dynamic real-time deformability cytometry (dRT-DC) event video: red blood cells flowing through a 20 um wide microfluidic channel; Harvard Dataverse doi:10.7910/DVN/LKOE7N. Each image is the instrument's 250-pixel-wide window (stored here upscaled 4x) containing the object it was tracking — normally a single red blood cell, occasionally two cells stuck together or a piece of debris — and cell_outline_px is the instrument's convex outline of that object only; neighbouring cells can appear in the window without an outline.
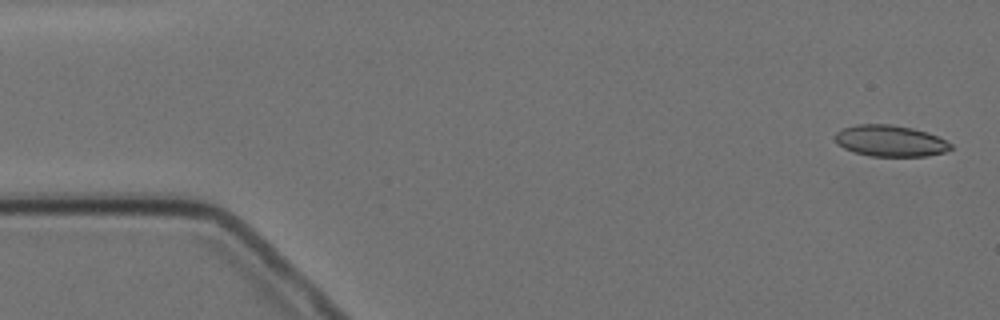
{"species": "Egyptian fruit bat (a non-hibernating species)", "species_latin": "Rousettus aegyptiacus", "temperature_condition": "cold", "stored_images_in_passage": 9, "camera_frame_rate_fps": 3000, "um_per_image_px": 0.085, "animal": {"sex": "female"}, "frame": {"image": 1, "passage_image": 1, "time_ms": 0.0, "image_size_px": [1000, 320], "cell_outline_px": [[952, 148], [944, 152], [928, 156], [872, 156], [856, 152], [844, 148], [836, 144], [836, 132], [844, 128], [856, 124], [892, 124], [912, 128], [936, 136], [952, 144]], "centroid_in_image_um": [75.66, 11.97], "position_along_channel_um": 9.3, "area_um2": 20.87}}
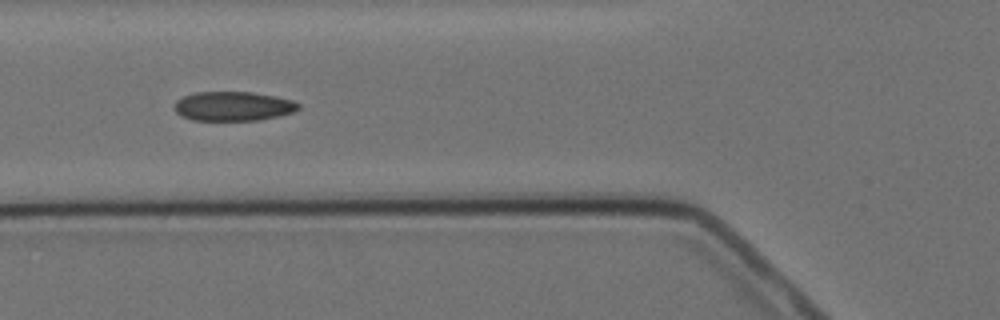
{"frame": {"image": 2, "passage_image": 6, "time_ms": 6.0, "image_size_px": [1000, 320], "cell_outline_px": [[300, 108], [292, 112], [260, 120], [192, 120], [180, 116], [176, 112], [176, 100], [184, 96], [196, 92], [252, 92], [276, 96], [292, 100], [300, 104]], "centroid_in_image_um": [19.82, 9.02], "position_along_channel_um": 106.0, "area_um2": 21.1}}
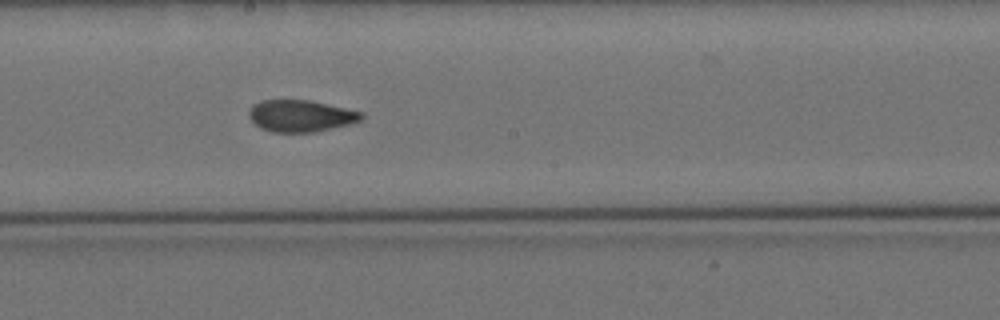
{"frame": {"image": 3, "passage_image": 9, "time_ms": 9.333, "image_size_px": [1000, 320], "cell_outline_px": [[364, 116], [360, 120], [348, 124], [312, 132], [272, 132], [260, 128], [248, 116], [248, 112], [252, 104], [260, 100], [308, 100], [364, 112]], "centroid_in_image_um": [25.52, 9.84], "position_along_channel_um": 222.7, "area_um2": 20.69}}